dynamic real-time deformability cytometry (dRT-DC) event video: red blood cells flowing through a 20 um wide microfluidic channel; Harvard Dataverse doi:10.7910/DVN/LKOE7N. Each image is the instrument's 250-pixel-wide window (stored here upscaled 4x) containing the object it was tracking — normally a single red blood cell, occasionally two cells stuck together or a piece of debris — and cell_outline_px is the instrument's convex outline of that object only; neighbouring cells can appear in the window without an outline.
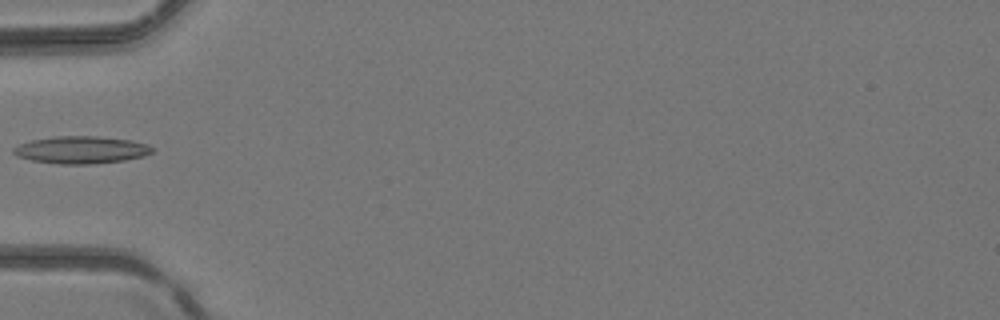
{"species": "common noctule bat (a hibernating species)", "species_latin": "Nyctalus noctula", "temperature_condition": "room temperature", "stored_images_in_passage": 2, "camera_frame_rate_fps": 3000, "um_per_image_px": 0.085, "animal": {"sex": "female", "body_mass_g": 24.6, "forearm_length_mm": 56.2}, "frame": {"image": 1, "passage_image": 2, "time_ms": 0.333, "image_size_px": [1000, 320], "cell_outline_px": [[156, 148], [152, 152], [144, 156], [124, 160], [88, 164], [60, 164], [32, 160], [16, 156], [12, 152], [12, 148], [20, 144], [32, 140], [52, 136], [100, 136], [132, 140], [148, 144]], "centroid_in_image_um": [6.92, 12.73], "position_along_channel_um": 78.1, "area_um2": 22.25}}